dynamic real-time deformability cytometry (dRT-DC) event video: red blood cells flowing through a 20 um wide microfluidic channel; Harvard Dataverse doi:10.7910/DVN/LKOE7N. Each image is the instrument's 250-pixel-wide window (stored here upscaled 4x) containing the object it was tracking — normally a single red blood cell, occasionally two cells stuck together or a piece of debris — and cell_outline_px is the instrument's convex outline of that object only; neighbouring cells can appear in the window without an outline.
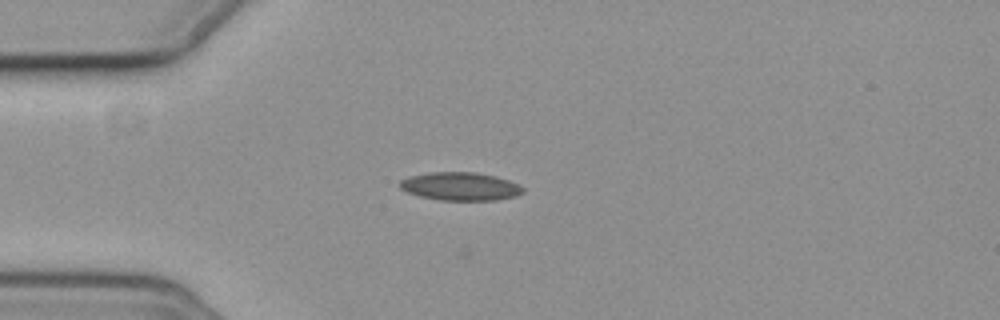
{"species": "common noctule bat (a hibernating species)", "species_latin": "Nyctalus noctula", "temperature_condition": "cold", "stored_images_in_passage": 33, "camera_frame_rate_fps": 3000, "um_per_image_px": 0.085, "animal": {"sex": "female", "body_mass_g": 19.3, "forearm_length_mm": 54.1}, "frame": {"image": 1, "passage_image": 1, "time_ms": 0.0, "image_size_px": [1000, 320], "cell_outline_px": [[524, 192], [516, 196], [496, 200], [440, 200], [420, 196], [408, 192], [400, 188], [400, 180], [408, 176], [432, 172], [476, 172], [496, 176], [520, 184], [524, 188]], "centroid_in_image_um": [39.16, 15.84], "position_along_channel_um": 45.8, "area_um2": 20.29}}
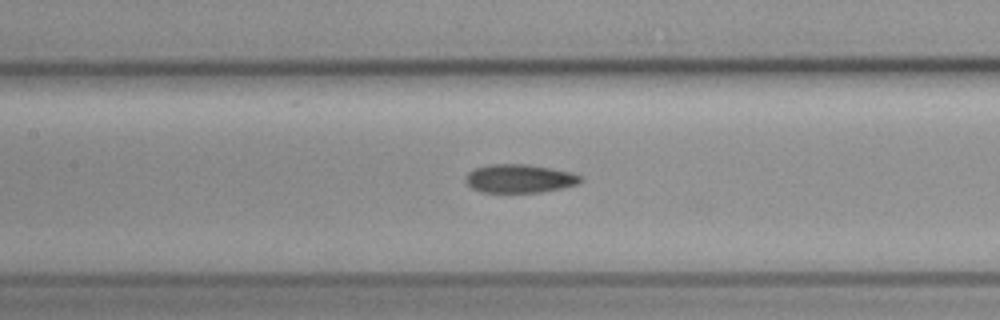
{"frame": {"image": 2, "passage_image": 12, "time_ms": 3.667, "image_size_px": [1000, 320], "cell_outline_px": [[584, 180], [580, 184], [564, 188], [540, 192], [480, 192], [472, 188], [464, 180], [464, 176], [468, 172], [476, 168], [488, 164], [528, 164], [552, 168], [572, 172], [584, 176]], "centroid_in_image_um": [44.21, 15.17], "position_along_channel_um": 163.2, "area_um2": 19.48}}
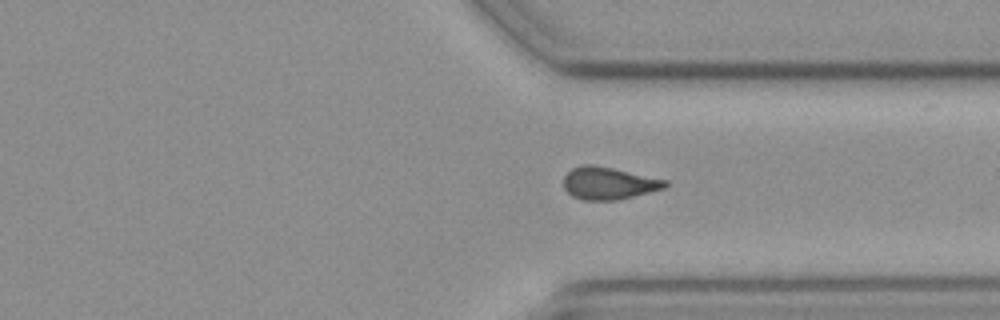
{"frame": {"image": 3, "passage_image": 28, "time_ms": 9.0, "image_size_px": [1000, 320], "cell_outline_px": [[668, 184], [664, 188], [616, 200], [584, 200], [572, 196], [564, 188], [564, 176], [572, 168], [584, 164], [592, 164], [612, 168], [668, 180]], "centroid_in_image_um": [51.71, 15.57], "position_along_channel_um": 359.7, "area_um2": 18.96}, "authors_computed_cell_mechanics": {"area_um2": 19.4786, "velocity_mm_per_s": 3.6862, "shape_relaxation_time_tau1_ms": null, "shape_relaxation_time_tau2_ms": 6.1814, "deformation_change_tau1": null, "deformation_change_tau2": 0.1207}}